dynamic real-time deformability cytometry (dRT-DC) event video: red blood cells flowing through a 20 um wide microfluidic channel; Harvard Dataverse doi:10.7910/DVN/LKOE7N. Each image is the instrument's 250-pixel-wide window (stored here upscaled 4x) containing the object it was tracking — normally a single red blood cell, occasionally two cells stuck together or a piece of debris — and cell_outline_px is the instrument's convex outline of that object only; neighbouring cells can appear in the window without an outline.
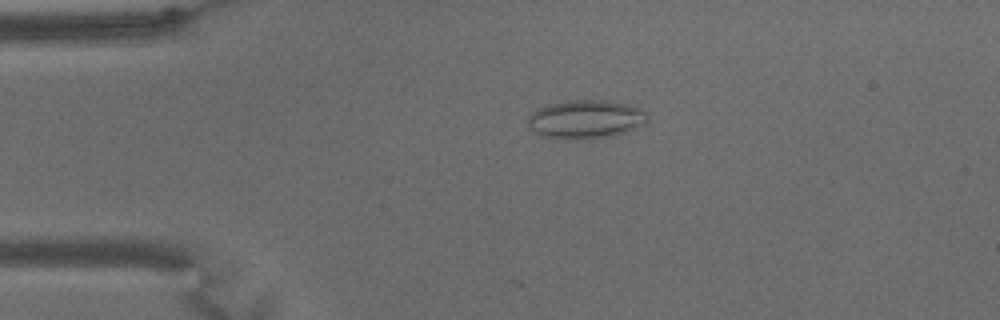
{"species": "common noctule bat (a hibernating species)", "species_latin": "Nyctalus noctula", "temperature_condition": "warm", "stored_images_in_passage": 27, "camera_frame_rate_fps": 3000, "um_per_image_px": 0.085, "animal": {"sex": "male", "body_mass_g": 15.6}, "frame": {"image": 1, "passage_image": 3, "time_ms": 0.667, "image_size_px": [1000, 320], "cell_outline_px": [[648, 120], [644, 124], [624, 132], [608, 136], [588, 140], [568, 140], [540, 136], [528, 124], [528, 116], [532, 112], [548, 104], [568, 100], [608, 100], [628, 104], [640, 108], [648, 112]], "centroid_in_image_um": [49.79, 10.14], "position_along_channel_um": 35.2, "area_um2": 27.17}}
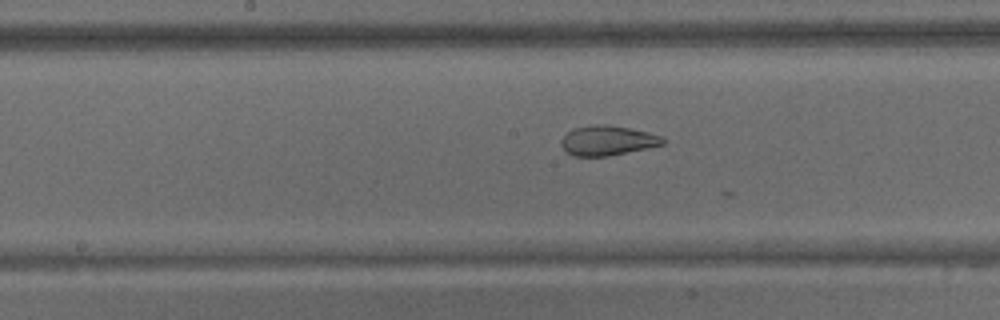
{"frame": {"image": 2, "passage_image": 22, "time_ms": 7.0, "image_size_px": [1000, 320], "cell_outline_px": [[668, 140], [664, 144], [608, 156], [572, 156], [560, 144], [560, 140], [572, 128], [596, 124], [604, 124], [628, 128], [648, 132], [664, 136]], "centroid_in_image_um": [51.66, 11.94], "position_along_channel_um": 196.5, "area_um2": 17.63}}
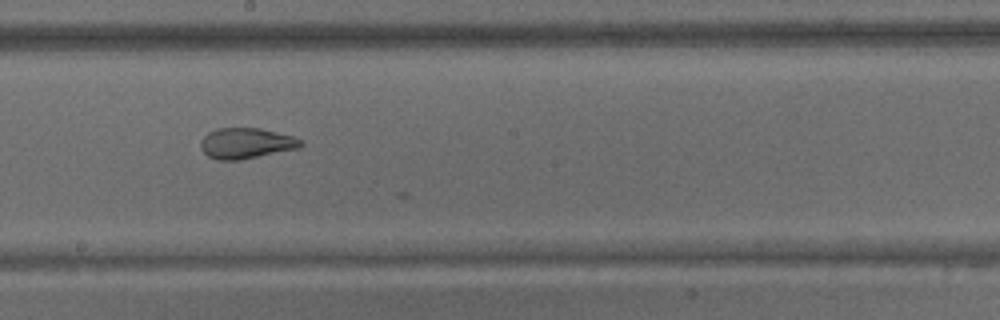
{"frame": {"image": 3, "passage_image": 25, "time_ms": 8.0, "image_size_px": [1000, 320], "cell_outline_px": [[304, 144], [300, 148], [240, 160], [216, 160], [208, 156], [200, 148], [200, 140], [208, 132], [216, 128], [260, 128], [292, 136], [304, 140]], "centroid_in_image_um": [20.92, 12.18], "position_along_channel_um": 227.3, "area_um2": 18.09}}